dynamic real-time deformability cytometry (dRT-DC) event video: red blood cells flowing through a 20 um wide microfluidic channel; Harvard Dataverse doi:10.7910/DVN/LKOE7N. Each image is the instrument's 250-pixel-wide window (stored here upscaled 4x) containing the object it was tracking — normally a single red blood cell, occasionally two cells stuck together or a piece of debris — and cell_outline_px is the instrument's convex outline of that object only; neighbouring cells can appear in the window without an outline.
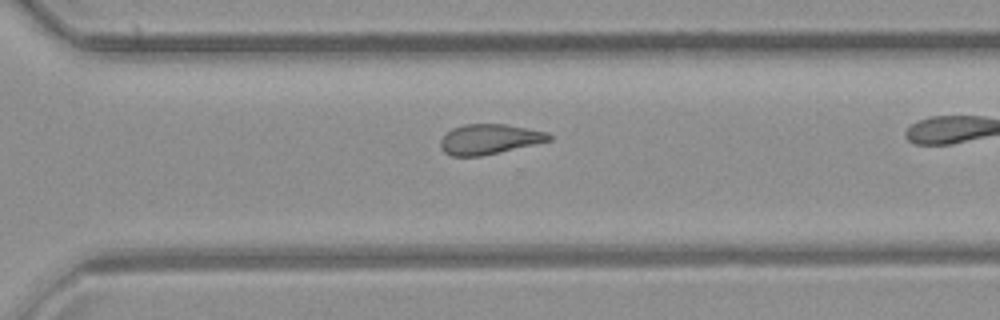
{"species": "common noctule bat (a hibernating species)", "species_latin": "Nyctalus noctula", "temperature_condition": "room temperature", "stored_images_in_passage": 28, "camera_frame_rate_fps": 3000, "um_per_image_px": 0.085, "animal": {"sex": "female", "body_mass_g": 21.9}, "frame": {"image": 1, "passage_image": 24, "time_ms": 7.667, "image_size_px": [1000, 320], "cell_outline_px": [[552, 140], [480, 156], [452, 156], [444, 152], [440, 148], [440, 140], [452, 128], [464, 124], [508, 124], [548, 132], [552, 136]], "centroid_in_image_um": [41.59, 11.82], "position_along_channel_um": 329.0, "area_um2": 18.96}}